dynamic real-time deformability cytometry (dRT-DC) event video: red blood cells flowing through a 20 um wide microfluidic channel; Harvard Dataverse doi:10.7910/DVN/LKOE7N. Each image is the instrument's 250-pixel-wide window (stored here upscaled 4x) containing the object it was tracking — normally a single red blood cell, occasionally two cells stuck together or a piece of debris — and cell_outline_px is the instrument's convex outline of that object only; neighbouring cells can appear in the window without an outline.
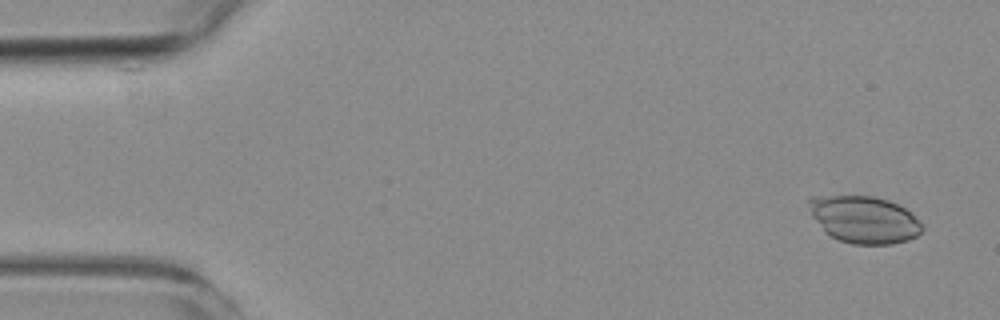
{"species": "common noctule bat (a hibernating species)", "species_latin": "Nyctalus noctula", "temperature_condition": "room temperature", "stored_images_in_passage": 6, "camera_frame_rate_fps": 3000, "um_per_image_px": 0.085, "animal": {"sex": "female", "body_mass_g": 19.3, "forearm_length_mm": 54.1}, "frame": {"image": 1, "passage_image": 1, "time_ms": 0.0, "image_size_px": [1000, 320], "cell_outline_px": [[924, 228], [916, 236], [908, 240], [892, 244], [852, 244], [840, 240], [824, 232], [812, 216], [808, 204], [808, 196], [872, 196], [888, 200], [912, 212]], "centroid_in_image_um": [73.44, 18.66], "position_along_channel_um": 11.6, "area_um2": 31.1}}